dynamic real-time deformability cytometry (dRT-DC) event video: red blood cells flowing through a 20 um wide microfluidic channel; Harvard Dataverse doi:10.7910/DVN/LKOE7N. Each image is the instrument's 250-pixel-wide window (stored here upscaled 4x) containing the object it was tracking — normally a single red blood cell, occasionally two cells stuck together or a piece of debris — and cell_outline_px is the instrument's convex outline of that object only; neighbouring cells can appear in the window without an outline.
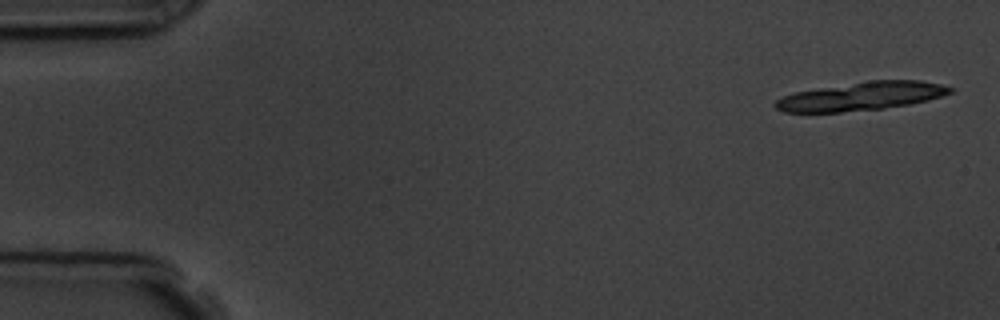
{"species": "common noctule bat (a hibernating species)", "species_latin": "Nyctalus noctula", "temperature_condition": "room temperature", "stored_images_in_passage": 4, "camera_frame_rate_fps": 3000, "um_per_image_px": 0.085, "animal": {"sex": "male", "body_mass_g": 19.5, "forearm_length_mm": 54.6}, "frame": {"image": 1, "passage_image": 1, "time_ms": 0.0, "image_size_px": [1000, 320], "cell_outline_px": [[956, 88], [952, 92], [928, 100], [908, 104], [884, 108], [840, 112], [784, 112], [776, 108], [772, 104], [776, 100], [792, 92], [868, 80], [920, 80], [940, 84]], "centroid_in_image_um": [73.2, 8.17], "position_along_channel_um": 11.8, "area_um2": 28.96}}